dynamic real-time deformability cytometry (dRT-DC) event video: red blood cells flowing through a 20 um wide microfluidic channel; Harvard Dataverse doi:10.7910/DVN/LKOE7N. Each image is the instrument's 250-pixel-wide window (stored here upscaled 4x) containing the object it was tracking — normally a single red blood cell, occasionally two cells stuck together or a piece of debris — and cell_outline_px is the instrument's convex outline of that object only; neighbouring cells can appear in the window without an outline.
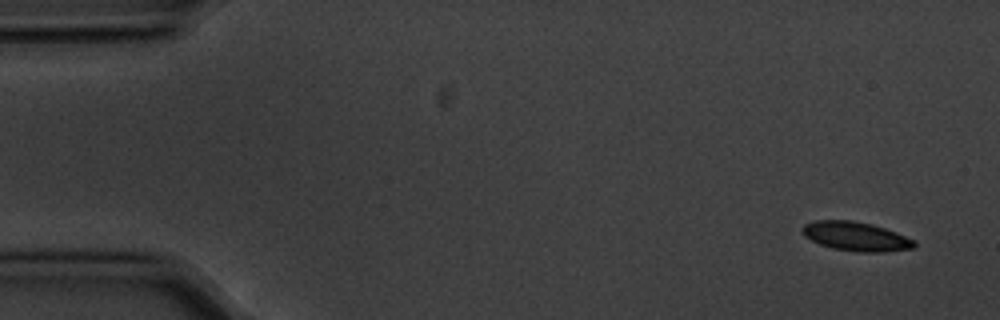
{"species": "common noctule bat (a hibernating species)", "species_latin": "Nyctalus noctula", "temperature_condition": "cold", "stored_images_in_passage": 5, "segment_of_instrument_passage": [1, 2], "camera_frame_rate_fps": 3000, "um_per_image_px": 0.085, "animal": {"sex": "male", "body_mass_g": 20.1, "forearm_length_mm": 53.5}, "frame": {"image": 1, "passage_image": 1, "time_ms": 0.0, "image_size_px": [1000, 320], "cell_outline_px": [[916, 248], [884, 252], [856, 252], [832, 248], [820, 244], [804, 236], [800, 232], [800, 228], [804, 224], [816, 220], [852, 220], [872, 224], [896, 232], [912, 240], [916, 244]], "centroid_in_image_um": [72.71, 20.09], "position_along_channel_um": 12.3, "area_um2": 19.07}}